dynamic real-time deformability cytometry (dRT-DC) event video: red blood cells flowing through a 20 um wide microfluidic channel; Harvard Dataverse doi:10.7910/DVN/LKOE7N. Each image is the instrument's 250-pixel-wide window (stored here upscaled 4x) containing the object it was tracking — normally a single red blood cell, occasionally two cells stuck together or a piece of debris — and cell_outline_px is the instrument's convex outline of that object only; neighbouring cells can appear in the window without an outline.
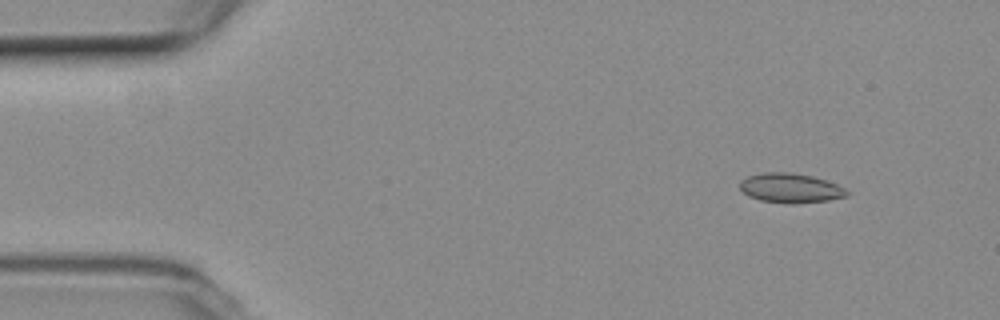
{"species": "common noctule bat (a hibernating species)", "species_latin": "Nyctalus noctula", "temperature_condition": "room temperature", "stored_images_in_passage": 55, "camera_frame_rate_fps": 3000, "um_per_image_px": 0.085, "animal": {"sex": "female", "body_mass_g": 19.3, "forearm_length_mm": 54.1}, "frame": {"image": 1, "passage_image": 6, "time_ms": 1.667, "image_size_px": [1000, 320], "cell_outline_px": [[848, 196], [828, 200], [792, 204], [788, 204], [760, 200], [748, 196], [740, 188], [740, 180], [748, 176], [764, 172], [788, 172], [812, 176], [836, 184], [844, 188], [848, 192]], "centroid_in_image_um": [67.17, 15.99], "position_along_channel_um": 17.8, "area_um2": 18.32}}
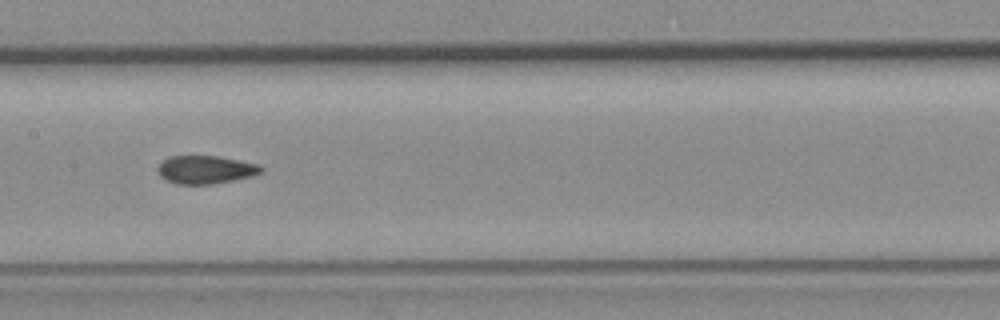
{"frame": {"image": 2, "passage_image": 27, "time_ms": 8.667, "image_size_px": [1000, 320], "cell_outline_px": [[264, 172], [252, 176], [212, 184], [176, 184], [160, 176], [156, 172], [156, 168], [168, 156], [216, 156], [260, 164], [264, 168]], "centroid_in_image_um": [17.48, 14.42], "position_along_channel_um": 189.9, "area_um2": 16.99}}
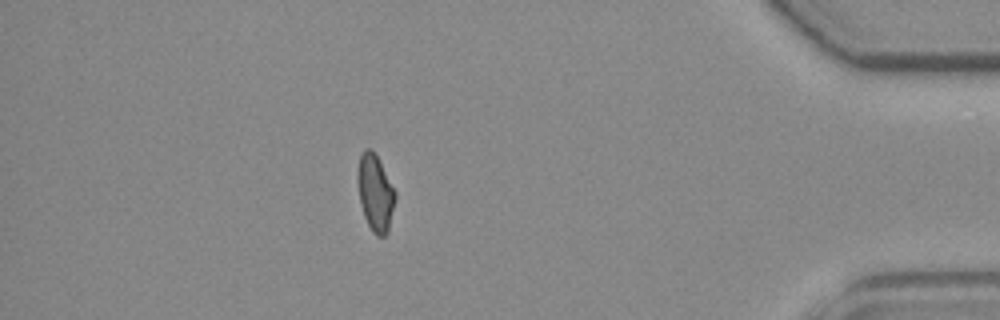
{"frame": {"image": 3, "passage_image": 48, "time_ms": 15.667, "image_size_px": [1000, 320], "cell_outline_px": [[396, 200], [388, 232], [384, 236], [376, 236], [372, 232], [364, 216], [360, 204], [356, 180], [356, 172], [360, 156], [364, 148], [372, 148], [376, 152], [396, 192]], "centroid_in_image_um": [31.89, 16.35], "position_along_channel_um": 403.3, "area_um2": 17.34}, "authors_computed_cell_mechanics": {"area_um2": 17.3978, "velocity_mm_per_s": 3.7547, "shape_relaxation_time_tau1_ms": null, "shape_relaxation_time_tau2_ms": 2.1044, "deformation_change_tau1": null, "deformation_change_tau2": 0.0553}}